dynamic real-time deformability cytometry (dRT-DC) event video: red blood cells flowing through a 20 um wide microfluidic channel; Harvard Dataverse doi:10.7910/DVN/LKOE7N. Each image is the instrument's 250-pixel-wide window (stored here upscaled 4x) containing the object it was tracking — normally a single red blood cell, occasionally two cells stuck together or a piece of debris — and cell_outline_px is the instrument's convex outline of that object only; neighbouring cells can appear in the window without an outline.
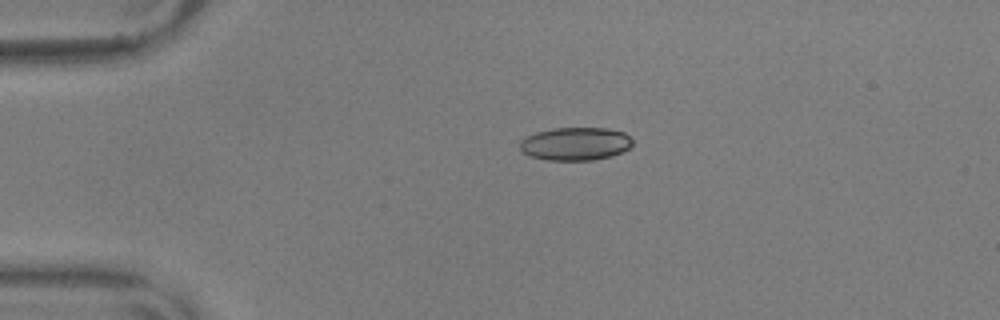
{"species": "common noctule bat (a hibernating species)", "species_latin": "Nyctalus noctula", "temperature_condition": "warm", "stored_images_in_passage": 44, "camera_frame_rate_fps": 3000, "um_per_image_px": 0.085, "animal": {"sex": "male", "body_mass_g": 17.9, "forearm_length_mm": 54.2}, "frame": {"image": 1, "passage_image": 1, "time_ms": 0.0, "image_size_px": [1000, 320], "cell_outline_px": [[632, 144], [624, 152], [612, 156], [592, 160], [548, 160], [532, 156], [524, 152], [520, 148], [520, 140], [536, 132], [552, 128], [608, 128], [624, 132], [632, 140]], "centroid_in_image_um": [48.94, 12.22], "position_along_channel_um": 36.1, "area_um2": 21.68}}
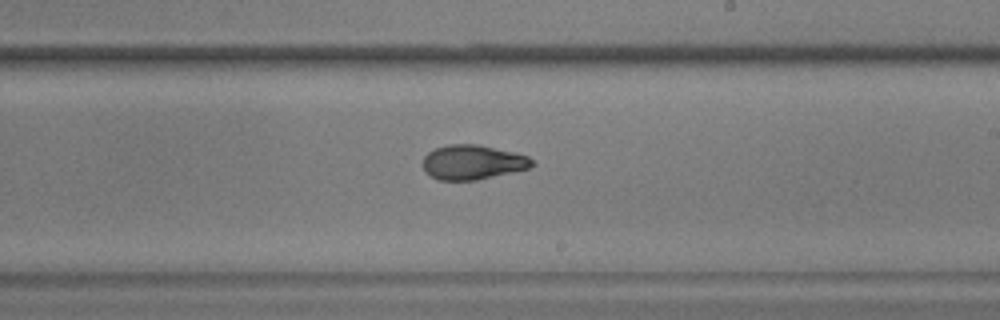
{"frame": {"image": 2, "passage_image": 22, "time_ms": 7.0, "image_size_px": [1000, 320], "cell_outline_px": [[536, 164], [528, 168], [512, 172], [476, 180], [436, 180], [424, 172], [424, 156], [428, 152], [436, 148], [448, 144], [476, 144], [512, 152], [528, 156]], "centroid_in_image_um": [40.14, 13.8], "position_along_channel_um": 248.9, "area_um2": 21.85}}
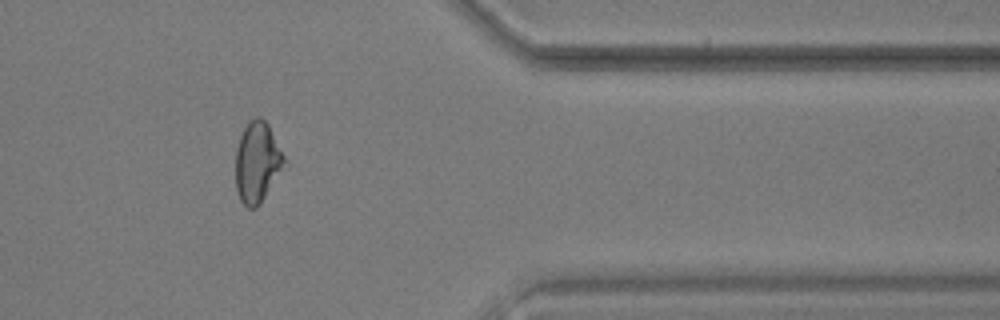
{"frame": {"image": 3, "passage_image": 35, "time_ms": 11.333, "image_size_px": [1000, 320], "cell_outline_px": [[288, 168], [260, 204], [256, 208], [248, 208], [240, 200], [236, 188], [236, 148], [240, 136], [248, 120], [256, 116], [260, 116], [268, 124], [288, 164]], "centroid_in_image_um": [21.92, 13.82], "position_along_channel_um": 389.5, "area_um2": 23.58}, "authors_computed_cell_mechanics": {"area_um2": 22.5998, "velocity_mm_per_s": 3.6271, "shape_relaxation_time_tau1_ms": 4.4437, "shape_relaxation_time_tau2_ms": 2.4095, "deformation_change_tau1": 0.1545, "deformation_change_tau2": 0.0875}}